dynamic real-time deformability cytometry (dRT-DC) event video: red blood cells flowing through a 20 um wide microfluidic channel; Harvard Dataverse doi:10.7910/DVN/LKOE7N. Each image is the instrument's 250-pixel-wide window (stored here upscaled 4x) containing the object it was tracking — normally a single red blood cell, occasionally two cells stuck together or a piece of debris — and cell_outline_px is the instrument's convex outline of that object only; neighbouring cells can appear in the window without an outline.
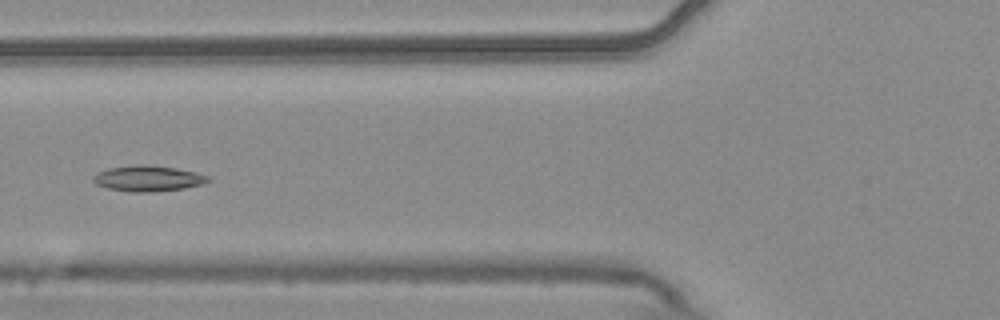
{"species": "common noctule bat (a hibernating species)", "species_latin": "Nyctalus noctula", "temperature_condition": "warm", "stored_images_in_passage": 7, "camera_frame_rate_fps": 3000, "um_per_image_px": 0.085, "animal": {"sex": "male", "body_mass_g": 20.4}, "frame": {"image": 1, "passage_image": 5, "time_ms": 1.333, "image_size_px": [1000, 320], "cell_outline_px": [[212, 180], [200, 184], [184, 188], [152, 192], [128, 192], [108, 188], [96, 184], [92, 180], [92, 176], [96, 172], [108, 168], [144, 164], [176, 168], [196, 172], [208, 176]], "centroid_in_image_um": [12.55, 15.17], "position_along_channel_um": 113.3, "area_um2": 17.22}}
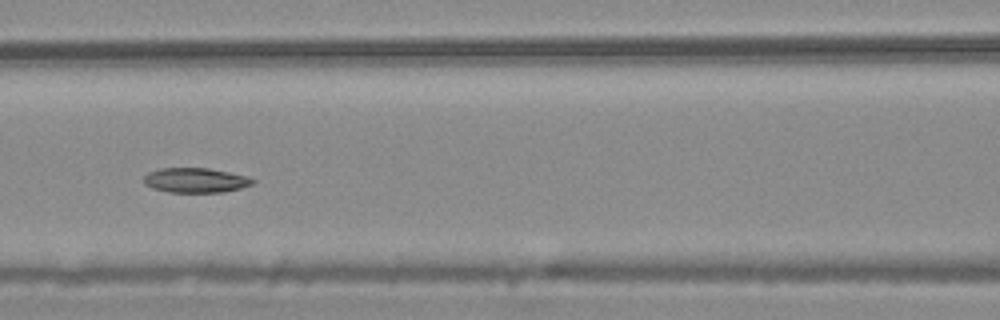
{"frame": {"image": 2, "passage_image": 6, "time_ms": 1.667, "image_size_px": [1000, 320], "cell_outline_px": [[256, 184], [224, 192], [168, 192], [152, 188], [144, 184], [144, 176], [148, 172], [160, 168], [208, 168], [248, 176], [256, 180]], "centroid_in_image_um": [16.64, 15.32], "position_along_channel_um": 150.0, "area_um2": 15.84}}
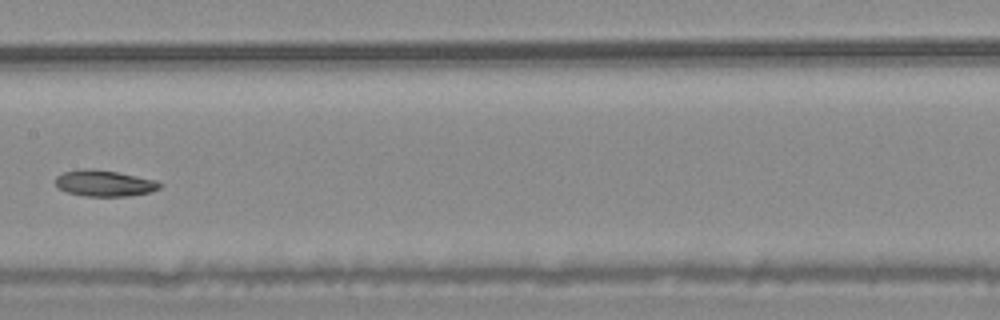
{"frame": {"image": 3, "passage_image": 7, "time_ms": 2.0, "image_size_px": [1000, 320], "cell_outline_px": [[164, 184], [160, 188], [152, 192], [128, 196], [84, 196], [68, 192], [56, 188], [56, 176], [64, 172], [84, 168], [92, 168], [116, 172], [156, 180]], "centroid_in_image_um": [8.88, 15.58], "position_along_channel_um": 198.5, "area_um2": 16.01}}